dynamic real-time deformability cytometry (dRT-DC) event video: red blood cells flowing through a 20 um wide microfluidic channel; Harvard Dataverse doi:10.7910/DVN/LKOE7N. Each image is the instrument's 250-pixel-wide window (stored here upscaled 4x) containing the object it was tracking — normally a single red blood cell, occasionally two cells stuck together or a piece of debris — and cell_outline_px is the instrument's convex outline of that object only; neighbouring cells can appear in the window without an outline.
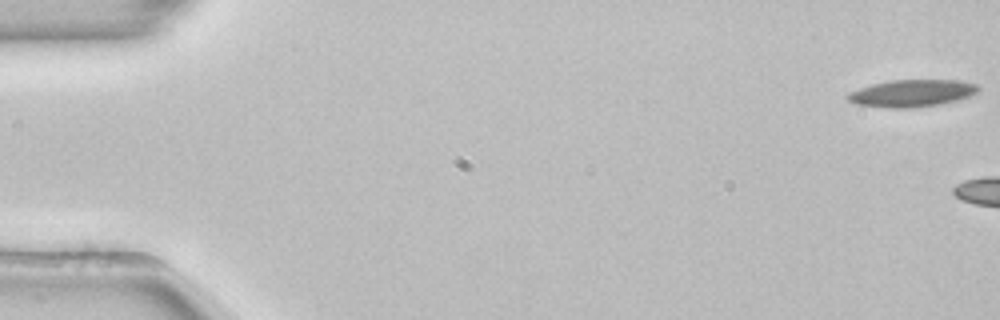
{"species": "common noctule bat (a hibernating species)", "species_latin": "Nyctalus noctula", "temperature_condition": "room temperature", "stored_images_in_passage": 5, "camera_frame_rate_fps": 3000, "um_per_image_px": 0.085, "animal": {"sex": "female", "body_mass_g": 22.7, "forearm_length_mm": 54.2}, "frame": {"image": 1, "passage_image": 1, "time_ms": 0.0, "image_size_px": [1000, 320], "cell_outline_px": [[980, 88], [976, 92], [968, 96], [956, 100], [940, 104], [912, 108], [888, 108], [856, 104], [848, 100], [844, 96], [848, 92], [872, 84], [892, 80], [960, 80], [980, 84]], "centroid_in_image_um": [77.5, 7.92], "position_along_channel_um": 7.5, "area_um2": 20.75}}